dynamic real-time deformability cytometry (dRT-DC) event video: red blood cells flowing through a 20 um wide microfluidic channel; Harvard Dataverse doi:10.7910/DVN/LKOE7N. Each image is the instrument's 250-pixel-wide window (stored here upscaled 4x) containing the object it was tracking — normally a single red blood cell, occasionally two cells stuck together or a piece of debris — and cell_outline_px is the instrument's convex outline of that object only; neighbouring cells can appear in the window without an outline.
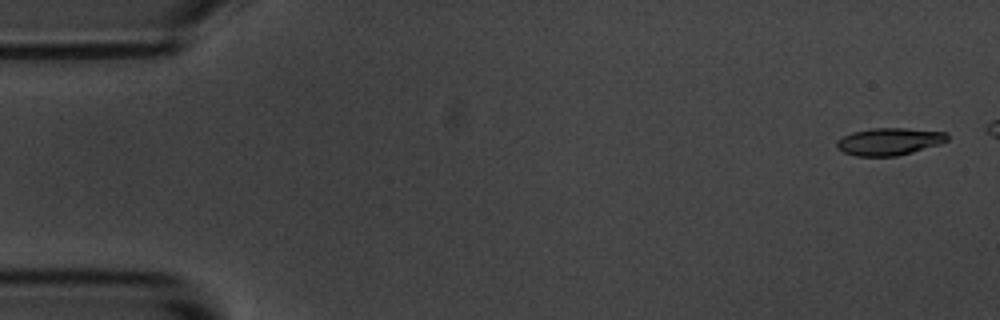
{"species": "common noctule bat (a hibernating species)", "species_latin": "Nyctalus noctula", "temperature_condition": "room temperature", "stored_images_in_passage": 5, "camera_frame_rate_fps": 3000, "um_per_image_px": 0.085, "animal": {"sex": "male", "body_mass_g": 20.1, "forearm_length_mm": 53.5}, "frame": {"image": 1, "passage_image": 1, "time_ms": 0.0, "image_size_px": [1000, 320], "cell_outline_px": [[948, 140], [940, 144], [912, 152], [896, 156], [856, 156], [844, 152], [836, 148], [836, 140], [852, 132], [872, 128], [904, 128], [948, 132]], "centroid_in_image_um": [75.58, 12.02], "position_along_channel_um": 9.4, "area_um2": 17.63}}